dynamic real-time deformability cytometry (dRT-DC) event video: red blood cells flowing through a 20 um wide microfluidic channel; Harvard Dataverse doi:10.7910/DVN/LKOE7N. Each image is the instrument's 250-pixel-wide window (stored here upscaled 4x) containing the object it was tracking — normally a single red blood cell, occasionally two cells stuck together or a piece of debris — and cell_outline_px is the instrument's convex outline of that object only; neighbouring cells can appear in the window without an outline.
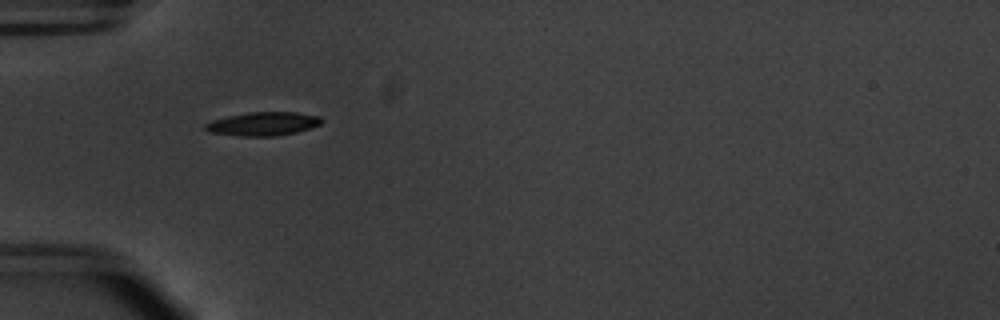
{"species": "common noctule bat (a hibernating species)", "species_latin": "Nyctalus noctula", "temperature_condition": "warm", "stored_images_in_passage": 38, "camera_frame_rate_fps": 3000, "um_per_image_px": 0.085, "animal": {"sex": "male", "body_mass_g": 20.1, "forearm_length_mm": 53.5}, "frame": {"image": 1, "passage_image": 2, "time_ms": 0.333, "image_size_px": [1000, 320], "cell_outline_px": [[324, 120], [320, 124], [296, 132], [276, 136], [240, 136], [208, 132], [204, 128], [204, 124], [212, 120], [228, 116], [248, 112], [296, 112], [320, 116]], "centroid_in_image_um": [22.34, 10.52], "position_along_channel_um": 62.7, "area_um2": 16.01}}
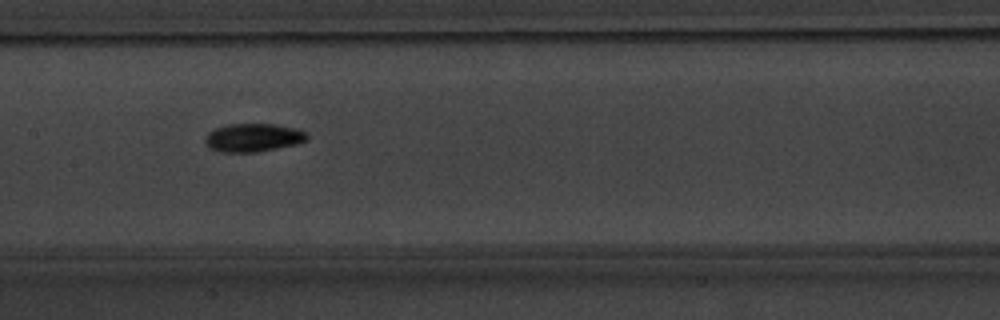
{"frame": {"image": 2, "passage_image": 12, "time_ms": 3.667, "image_size_px": [1000, 320], "cell_outline_px": [[308, 140], [296, 144], [256, 152], [220, 152], [208, 148], [204, 144], [204, 136], [208, 132], [216, 128], [228, 124], [272, 124], [296, 128], [308, 132]], "centroid_in_image_um": [21.49, 11.7], "position_along_channel_um": 185.9, "area_um2": 16.99}}
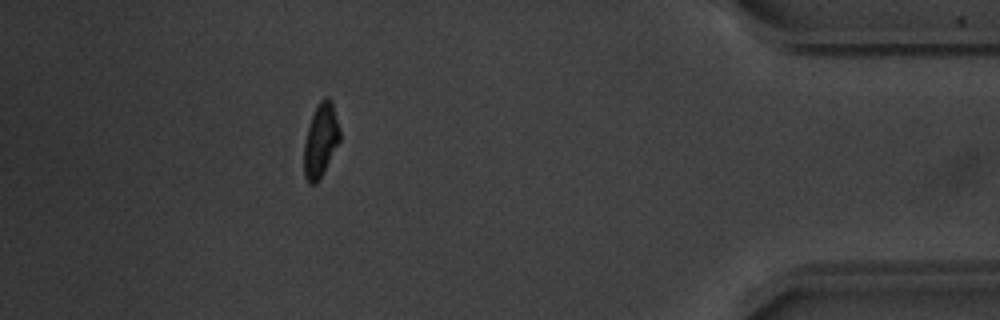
{"frame": {"image": 3, "passage_image": 33, "time_ms": 10.667, "image_size_px": [1000, 320], "cell_outline_px": [[340, 140], [320, 180], [316, 184], [308, 184], [304, 176], [304, 144], [308, 128], [316, 104], [324, 96], [328, 96], [332, 100], [340, 128]], "centroid_in_image_um": [27.26, 11.92], "position_along_channel_um": 407.9, "area_um2": 15.61}, "authors_computed_cell_mechanics": {"area_um2": 15.6349, "velocity_mm_per_s": 3.7896, "shape_relaxation_time_tau1_ms": 2.5303, "shape_relaxation_time_tau2_ms": 8.4287, "deformation_change_tau1": 0.1743, "deformation_change_tau2": 0.136}}